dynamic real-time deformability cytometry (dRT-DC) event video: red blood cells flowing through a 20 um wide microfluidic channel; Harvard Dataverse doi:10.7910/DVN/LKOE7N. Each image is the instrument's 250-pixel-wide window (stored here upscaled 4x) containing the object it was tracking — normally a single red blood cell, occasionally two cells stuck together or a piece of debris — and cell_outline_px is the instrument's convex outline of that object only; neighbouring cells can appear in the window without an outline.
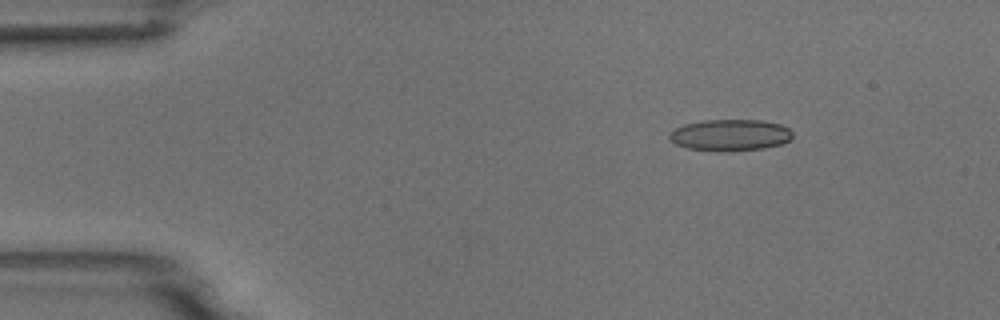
{"species": "common noctule bat (a hibernating species)", "species_latin": "Nyctalus noctula", "temperature_condition": "room temperature", "stored_images_in_passage": 5, "camera_frame_rate_fps": 3000, "um_per_image_px": 0.085, "animal": {"sex": "male", "body_mass_g": 18.8}, "frame": {"image": 1, "passage_image": 3, "time_ms": 2.333, "image_size_px": [1000, 320], "cell_outline_px": [[792, 136], [784, 144], [764, 148], [728, 152], [720, 152], [688, 148], [676, 144], [668, 140], [668, 136], [676, 128], [684, 124], [704, 120], [764, 120], [780, 124], [788, 128], [792, 132]], "centroid_in_image_um": [62.07, 11.49], "position_along_channel_um": 22.9, "area_um2": 22.83}}